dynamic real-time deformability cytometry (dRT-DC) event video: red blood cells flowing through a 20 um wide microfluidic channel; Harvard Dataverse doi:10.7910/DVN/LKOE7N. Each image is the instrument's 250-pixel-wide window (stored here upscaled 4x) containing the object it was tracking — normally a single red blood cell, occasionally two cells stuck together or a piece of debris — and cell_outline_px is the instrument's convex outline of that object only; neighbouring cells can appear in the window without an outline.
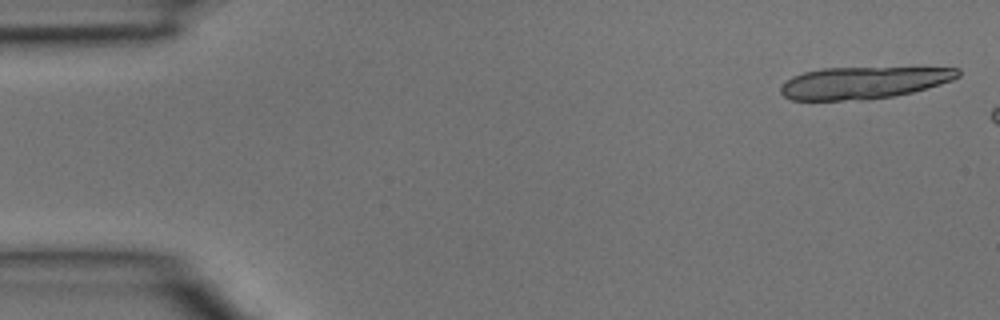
{"species": "common noctule bat (a hibernating species)", "species_latin": "Nyctalus noctula", "temperature_condition": "room temperature", "stored_images_in_passage": 6, "camera_frame_rate_fps": 3000, "um_per_image_px": 0.085, "animal": {"sex": "male", "body_mass_g": 15.6}, "frame": {"image": 1, "passage_image": 1, "time_ms": 0.0, "image_size_px": [1000, 320], "cell_outline_px": [[960, 76], [952, 80], [940, 84], [912, 92], [896, 96], [868, 100], [792, 100], [784, 96], [780, 92], [780, 84], [792, 76], [804, 72], [820, 68], [960, 68]], "centroid_in_image_um": [73.35, 7.04], "position_along_channel_um": 11.7, "area_um2": 33.18}}